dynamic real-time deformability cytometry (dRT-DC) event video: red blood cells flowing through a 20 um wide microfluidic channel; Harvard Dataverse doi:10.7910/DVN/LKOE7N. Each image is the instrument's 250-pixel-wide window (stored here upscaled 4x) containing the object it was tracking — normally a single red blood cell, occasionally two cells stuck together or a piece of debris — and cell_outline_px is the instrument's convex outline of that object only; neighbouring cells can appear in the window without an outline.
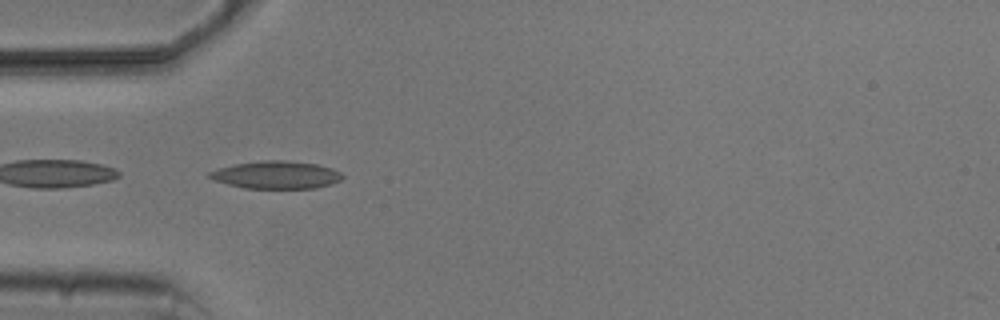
{"species": "common noctule bat (a hibernating species)", "species_latin": "Nyctalus noctula", "temperature_condition": "cold", "stored_images_in_passage": 4, "camera_frame_rate_fps": 3000, "um_per_image_px": 0.085, "animal": {"sex": "male", "body_mass_g": 20.5, "forearm_length_mm": 52.5}, "frame": {"image": 1, "passage_image": 1, "time_ms": 0.0, "image_size_px": [1000, 320], "cell_outline_px": [[344, 176], [340, 180], [332, 184], [316, 188], [244, 188], [212, 180], [208, 176], [208, 172], [220, 168], [236, 164], [260, 160], [284, 160], [316, 164], [332, 168], [340, 172]], "centroid_in_image_um": [23.49, 14.86], "position_along_channel_um": 61.5, "area_um2": 21.39}}
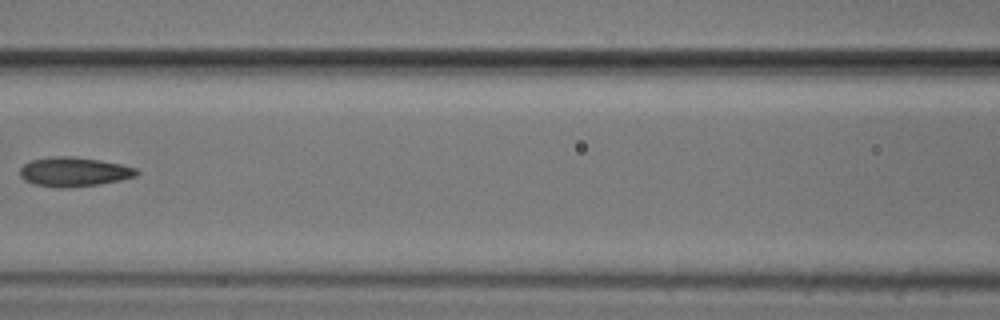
{"frame": {"image": 2, "passage_image": 3, "time_ms": 2.667, "image_size_px": [1000, 320], "cell_outline_px": [[140, 172], [136, 176], [120, 180], [100, 184], [68, 188], [56, 188], [32, 184], [24, 180], [20, 176], [20, 168], [24, 164], [32, 160], [48, 156], [72, 156], [100, 160], [120, 164], [136, 168]], "centroid_in_image_um": [6.26, 14.61], "position_along_channel_um": 160.3, "area_um2": 20.17}}
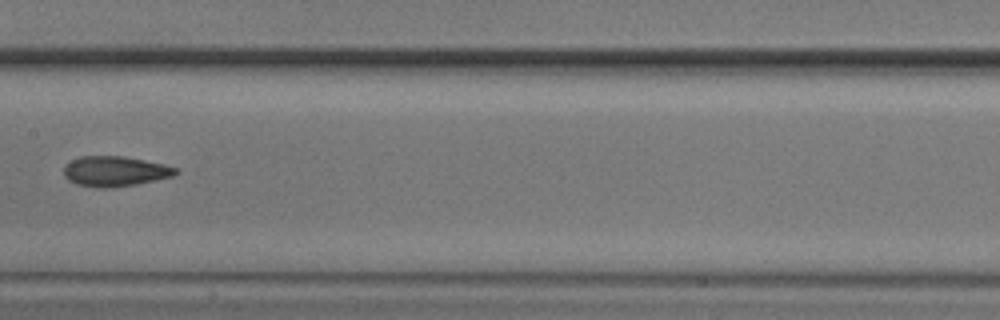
{"frame": {"image": 3, "passage_image": 4, "time_ms": 3.667, "image_size_px": [1000, 320], "cell_outline_px": [[180, 172], [172, 176], [136, 184], [112, 188], [96, 188], [76, 184], [68, 180], [64, 176], [64, 164], [80, 156], [124, 156], [164, 164], [176, 168]], "centroid_in_image_um": [9.74, 14.56], "position_along_channel_um": 197.7, "area_um2": 19.77}}